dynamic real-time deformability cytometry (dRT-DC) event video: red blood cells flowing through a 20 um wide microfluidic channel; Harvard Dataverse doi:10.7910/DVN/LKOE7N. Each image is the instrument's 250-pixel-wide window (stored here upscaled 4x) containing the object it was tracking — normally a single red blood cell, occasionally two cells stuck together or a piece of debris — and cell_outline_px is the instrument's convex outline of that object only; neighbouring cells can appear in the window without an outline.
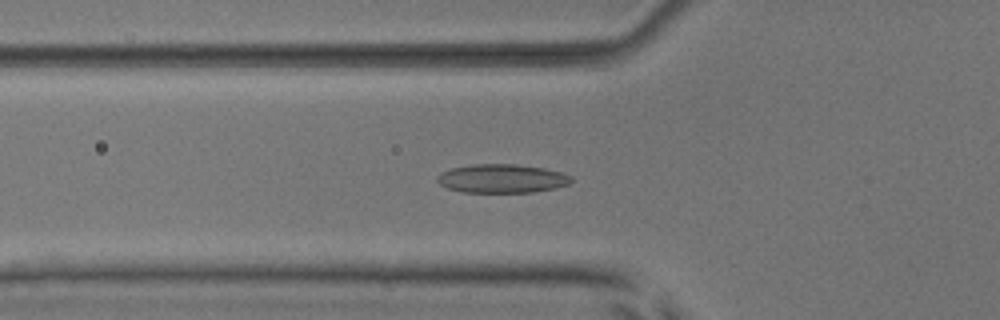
{"species": "common noctule bat (a hibernating species)", "species_latin": "Nyctalus noctula", "temperature_condition": "room temperature", "stored_images_in_passage": 42, "camera_frame_rate_fps": 3000, "um_per_image_px": 0.085, "animal": {"sex": "male", "body_mass_g": 17.9, "forearm_length_mm": 54.2}, "frame": {"image": 1, "passage_image": 19, "time_ms": 6.0, "image_size_px": [1000, 320], "cell_outline_px": [[572, 180], [568, 184], [556, 188], [532, 192], [460, 192], [448, 188], [440, 184], [436, 180], [436, 176], [440, 172], [452, 168], [472, 164], [516, 164], [544, 168], [560, 172], [572, 176]], "centroid_in_image_um": [42.64, 15.17], "position_along_channel_um": 83.2, "area_um2": 22.48}}
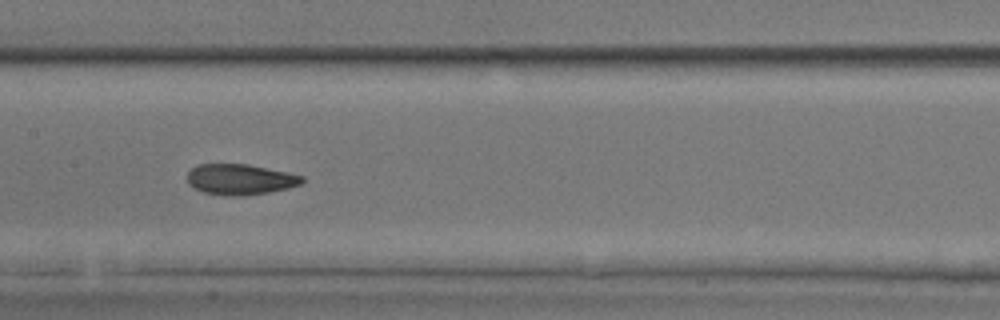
{"frame": {"image": 2, "passage_image": 27, "time_ms": 8.667, "image_size_px": [1000, 320], "cell_outline_px": [[304, 180], [300, 184], [288, 188], [268, 192], [244, 196], [224, 196], [204, 192], [188, 184], [188, 172], [192, 168], [200, 164], [248, 164], [288, 172], [304, 176]], "centroid_in_image_um": [20.43, 15.25], "position_along_channel_um": 187.0, "area_um2": 20.52}}
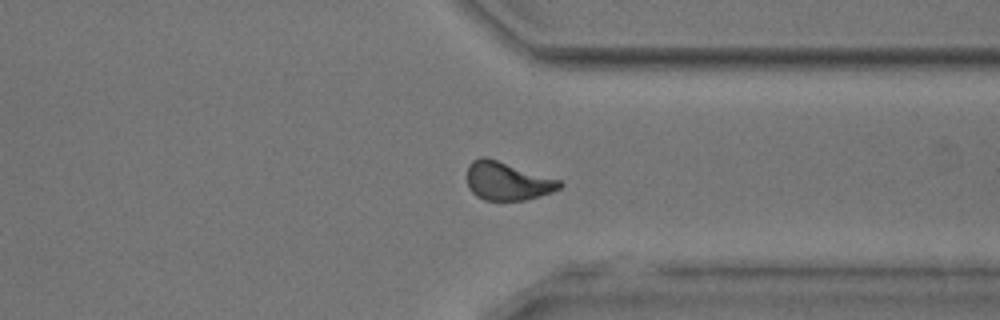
{"frame": {"image": 3, "passage_image": 41, "time_ms": 13.333, "image_size_px": [1000, 320], "cell_outline_px": [[564, 184], [560, 188], [552, 192], [524, 200], [484, 200], [476, 196], [468, 188], [468, 164], [472, 160], [480, 156], [484, 156], [560, 180]], "centroid_in_image_um": [43.1, 15.39], "position_along_channel_um": 368.3, "area_um2": 20.52}}